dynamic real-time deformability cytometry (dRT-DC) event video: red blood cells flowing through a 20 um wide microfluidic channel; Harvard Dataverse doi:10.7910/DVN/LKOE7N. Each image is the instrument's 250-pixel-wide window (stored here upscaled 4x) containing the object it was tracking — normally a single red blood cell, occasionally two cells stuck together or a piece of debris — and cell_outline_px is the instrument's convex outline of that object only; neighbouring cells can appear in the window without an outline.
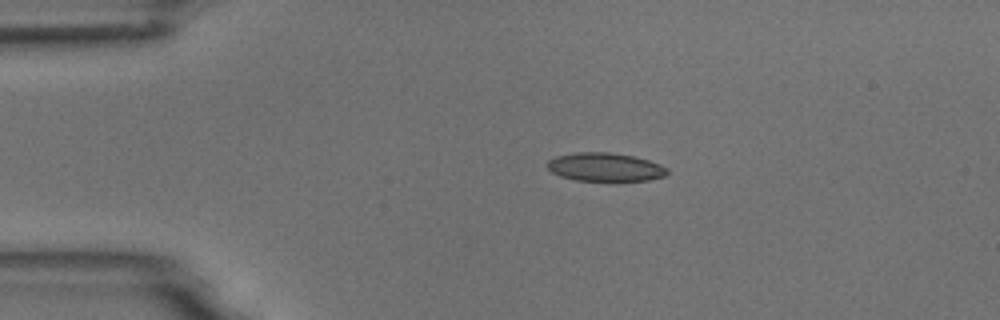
{"species": "common noctule bat (a hibernating species)", "species_latin": "Nyctalus noctula", "temperature_condition": "room temperature", "stored_images_in_passage": 3, "camera_frame_rate_fps": 3000, "um_per_image_px": 0.085, "animal": {"sex": "male", "body_mass_g": 18.8}, "frame": {"image": 1, "passage_image": 2, "time_ms": 2.0, "image_size_px": [1000, 320], "cell_outline_px": [[668, 172], [664, 176], [648, 180], [576, 180], [560, 176], [552, 172], [544, 164], [548, 160], [556, 156], [576, 152], [608, 152], [636, 156], [660, 164], [668, 168]], "centroid_in_image_um": [51.41, 14.18], "position_along_channel_um": 33.6, "area_um2": 19.88}}